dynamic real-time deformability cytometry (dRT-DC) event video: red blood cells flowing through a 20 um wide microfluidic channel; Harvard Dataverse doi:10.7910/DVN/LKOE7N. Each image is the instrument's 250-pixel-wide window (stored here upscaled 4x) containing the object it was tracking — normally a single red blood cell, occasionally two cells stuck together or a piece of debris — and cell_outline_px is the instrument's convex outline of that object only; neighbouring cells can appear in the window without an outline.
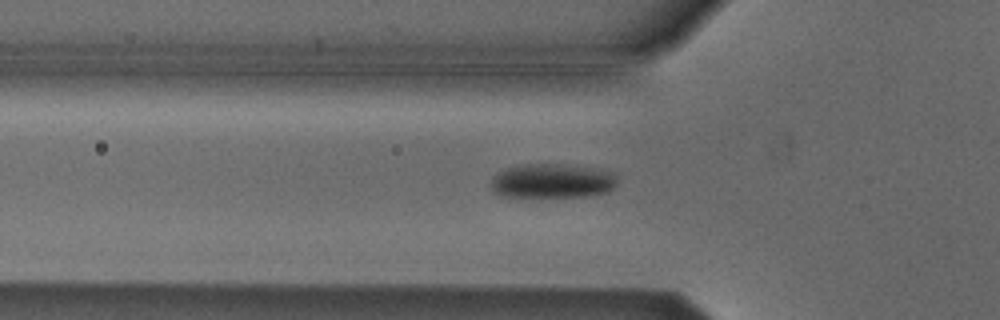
{"species": "Egyptian fruit bat (a non-hibernating species)", "species_latin": "Rousettus aegyptiacus", "temperature_condition": "cold", "stored_images_in_passage": 37, "camera_frame_rate_fps": 3000, "um_per_image_px": 0.085, "animal": {"sex": "male"}, "frame": {"image": 1, "passage_image": 2, "time_ms": 0.333, "image_size_px": [1000, 320], "cell_outline_px": [[616, 184], [608, 192], [588, 196], [500, 196], [488, 184], [492, 176], [508, 168], [524, 164], [560, 164], [588, 168], [612, 172], [616, 176]], "centroid_in_image_um": [46.91, 15.38], "position_along_channel_um": 78.9, "area_um2": 24.97}}
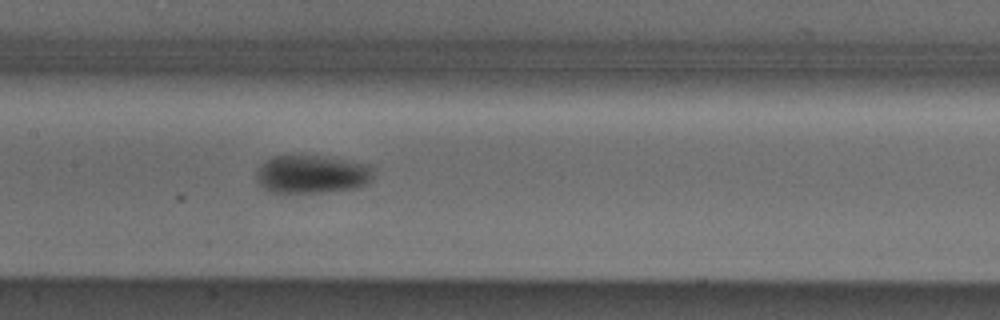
{"frame": {"image": 2, "passage_image": 10, "time_ms": 3.0, "image_size_px": [1000, 320], "cell_outline_px": [[372, 176], [364, 184], [356, 188], [324, 192], [272, 192], [264, 188], [256, 180], [256, 172], [268, 160], [276, 156], [320, 156], [368, 164], [372, 168]], "centroid_in_image_um": [26.5, 14.82], "position_along_channel_um": 180.9, "area_um2": 25.43}}
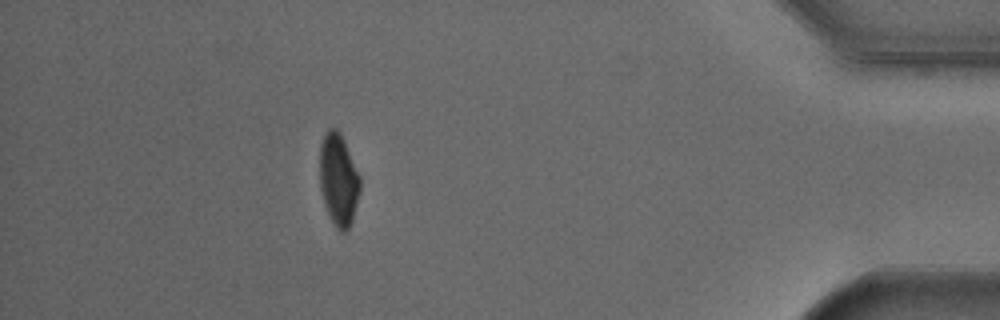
{"frame": {"image": 3, "passage_image": 32, "time_ms": 10.333, "image_size_px": [1000, 320], "cell_outline_px": [[360, 192], [352, 220], [348, 228], [344, 232], [340, 232], [336, 228], [324, 204], [320, 188], [320, 144], [328, 128], [336, 128], [340, 132], [344, 140], [360, 176]], "centroid_in_image_um": [28.77, 15.26], "position_along_channel_um": 406.4, "area_um2": 21.56}, "authors_computed_cell_mechanics": {"area_um2": 24.276, "velocity_mm_per_s": 3.8224, "shape_relaxation_time_tau1_ms": 2.1197, "shape_relaxation_time_tau2_ms": null, "deformation_change_tau1": 0.1001, "deformation_change_tau2": null}}